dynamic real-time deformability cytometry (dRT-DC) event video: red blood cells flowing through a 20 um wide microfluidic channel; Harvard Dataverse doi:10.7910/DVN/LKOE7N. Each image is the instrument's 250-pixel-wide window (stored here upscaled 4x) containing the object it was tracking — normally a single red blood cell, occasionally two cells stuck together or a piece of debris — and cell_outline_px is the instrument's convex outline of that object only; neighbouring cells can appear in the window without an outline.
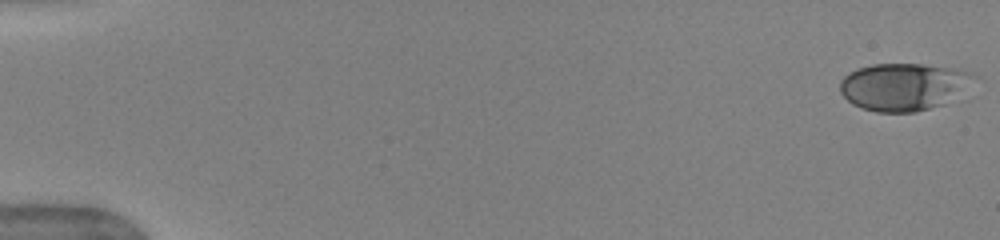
{"species": "human", "species_latin": "Homo sapiens", "temperature_condition": "warm", "stored_images_in_passage": 51, "camera_frame_rate_fps": 3000, "um_per_image_px": 0.085, "donor": {"sex": "female"}, "frame": {"image": 1, "passage_image": 1, "time_ms": 0.0, "image_size_px": [1000, 240], "cell_outline_px": [[984, 80], [944, 104], [916, 112], [876, 112], [852, 104], [840, 92], [840, 80], [848, 72], [856, 68], [872, 64], [924, 64], [956, 68], [972, 72], [980, 76]], "centroid_in_image_um": [76.93, 7.35], "position_along_channel_um": 8.1, "area_um2": 38.03}}
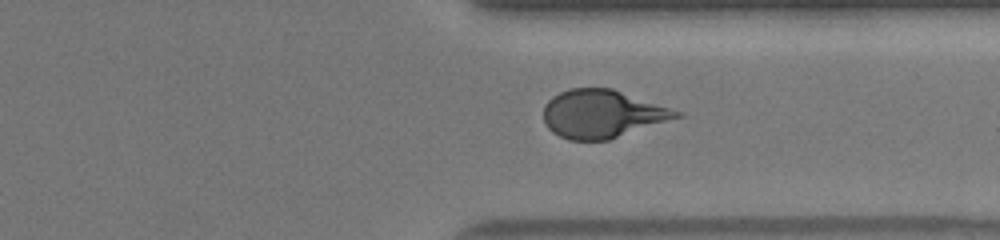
{"frame": {"image": 2, "passage_image": 40, "time_ms": 13.0, "image_size_px": [1000, 240], "cell_outline_px": [[684, 116], [608, 140], [568, 140], [552, 132], [548, 128], [544, 120], [544, 104], [552, 96], [568, 88], [612, 88], [684, 112]], "centroid_in_image_um": [51.21, 9.67], "position_along_channel_um": 360.2, "area_um2": 37.4}}
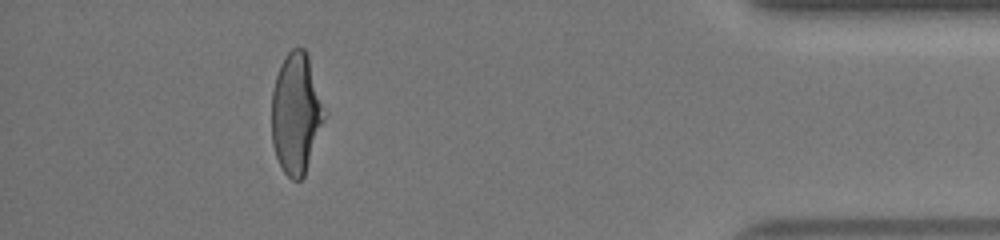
{"frame": {"image": 3, "passage_image": 47, "time_ms": 15.333, "image_size_px": [1000, 240], "cell_outline_px": [[328, 112], [304, 176], [300, 180], [292, 180], [284, 172], [276, 156], [272, 144], [272, 92], [276, 76], [280, 64], [284, 56], [292, 48], [304, 48], [308, 56]], "centroid_in_image_um": [25.2, 9.63], "position_along_channel_um": 410.0, "area_um2": 37.51}, "authors_computed_cell_mechanics": {"area_um2": 37.3966, "velocity_mm_per_s": 3.9843, "shape_relaxation_time_tau1_ms": 3.8208, "shape_relaxation_time_tau2_ms": null, "deformation_change_tau1": 0.1839, "deformation_change_tau2": null}}